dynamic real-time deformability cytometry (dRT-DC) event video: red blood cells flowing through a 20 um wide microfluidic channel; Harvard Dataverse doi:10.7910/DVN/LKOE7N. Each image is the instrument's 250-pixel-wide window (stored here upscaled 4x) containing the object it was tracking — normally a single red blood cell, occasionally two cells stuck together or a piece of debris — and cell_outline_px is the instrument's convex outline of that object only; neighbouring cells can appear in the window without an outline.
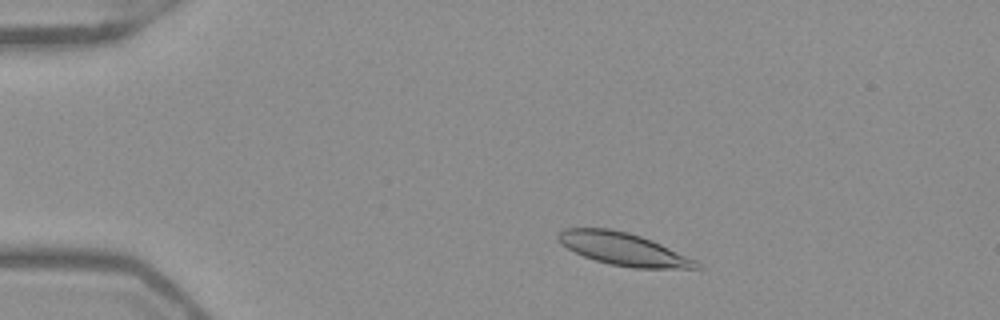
{"species": "Egyptian fruit bat (a non-hibernating species)", "species_latin": "Rousettus aegyptiacus", "temperature_condition": "warm", "stored_images_in_passage": 48, "camera_frame_rate_fps": 3000, "um_per_image_px": 0.085, "frame": {"image": 1, "passage_image": 6, "time_ms": 1.667, "image_size_px": [1000, 320], "cell_outline_px": [[704, 268], [636, 268], [608, 264], [584, 256], [560, 244], [556, 240], [556, 236], [564, 228], [608, 228], [628, 232], [652, 240], [696, 260]], "centroid_in_image_um": [52.96, 21.16], "position_along_channel_um": 32.0, "area_um2": 26.13}}
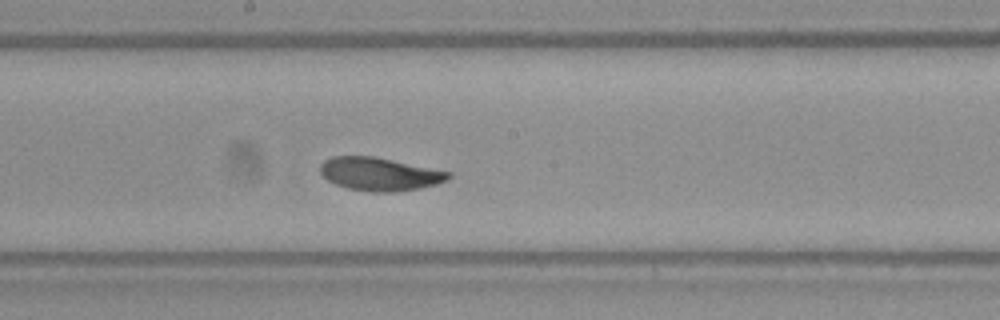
{"frame": {"image": 2, "passage_image": 25, "time_ms": 8.0, "image_size_px": [1000, 320], "cell_outline_px": [[452, 176], [448, 180], [436, 184], [420, 188], [396, 192], [372, 192], [348, 188], [336, 184], [328, 180], [320, 172], [320, 164], [324, 160], [332, 156], [372, 156], [452, 172]], "centroid_in_image_um": [32.28, 14.79], "position_along_channel_um": 215.9, "area_um2": 24.74}}
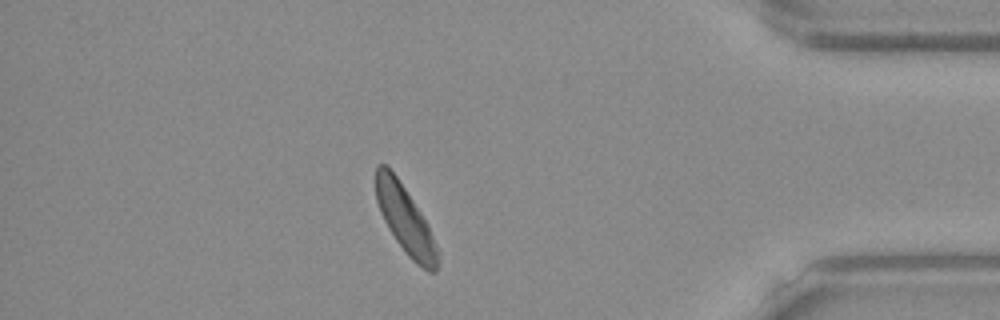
{"frame": {"image": 3, "passage_image": 42, "time_ms": 13.667, "image_size_px": [1000, 320], "cell_outline_px": [[436, 272], [428, 272], [416, 264], [408, 256], [396, 240], [388, 228], [380, 212], [376, 200], [376, 164], [384, 164], [396, 176], [428, 224], [436, 248]], "centroid_in_image_um": [34.41, 18.67], "position_along_channel_um": 400.8, "area_um2": 23.58}, "authors_computed_cell_mechanics": {"area_um2": 24.7384, "velocity_mm_per_s": 3.8776, "shape_relaxation_time_tau1_ms": 3.4228, "shape_relaxation_time_tau2_ms": 1.4705, "deformation_change_tau1": 0.1123, "deformation_change_tau2": 0.0576}}